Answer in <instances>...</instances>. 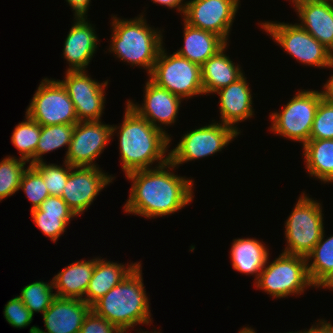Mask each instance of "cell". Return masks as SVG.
<instances>
[{
  "instance_id": "cell-29",
  "label": "cell",
  "mask_w": 333,
  "mask_h": 333,
  "mask_svg": "<svg viewBox=\"0 0 333 333\" xmlns=\"http://www.w3.org/2000/svg\"><path fill=\"white\" fill-rule=\"evenodd\" d=\"M40 133L41 125L25 114V121L17 124L11 135V142L19 151L20 158L29 162V165H34Z\"/></svg>"
},
{
  "instance_id": "cell-18",
  "label": "cell",
  "mask_w": 333,
  "mask_h": 333,
  "mask_svg": "<svg viewBox=\"0 0 333 333\" xmlns=\"http://www.w3.org/2000/svg\"><path fill=\"white\" fill-rule=\"evenodd\" d=\"M91 306L81 299L55 297L44 312L45 332L37 327V333H78Z\"/></svg>"
},
{
  "instance_id": "cell-44",
  "label": "cell",
  "mask_w": 333,
  "mask_h": 333,
  "mask_svg": "<svg viewBox=\"0 0 333 333\" xmlns=\"http://www.w3.org/2000/svg\"><path fill=\"white\" fill-rule=\"evenodd\" d=\"M326 1L330 2L333 5V0H326Z\"/></svg>"
},
{
  "instance_id": "cell-41",
  "label": "cell",
  "mask_w": 333,
  "mask_h": 333,
  "mask_svg": "<svg viewBox=\"0 0 333 333\" xmlns=\"http://www.w3.org/2000/svg\"><path fill=\"white\" fill-rule=\"evenodd\" d=\"M323 88L324 90H321L323 98L333 104V74L324 84Z\"/></svg>"
},
{
  "instance_id": "cell-27",
  "label": "cell",
  "mask_w": 333,
  "mask_h": 333,
  "mask_svg": "<svg viewBox=\"0 0 333 333\" xmlns=\"http://www.w3.org/2000/svg\"><path fill=\"white\" fill-rule=\"evenodd\" d=\"M302 147L309 176L333 183V139H310Z\"/></svg>"
},
{
  "instance_id": "cell-20",
  "label": "cell",
  "mask_w": 333,
  "mask_h": 333,
  "mask_svg": "<svg viewBox=\"0 0 333 333\" xmlns=\"http://www.w3.org/2000/svg\"><path fill=\"white\" fill-rule=\"evenodd\" d=\"M251 92L244 74L235 82L215 92L220 96L221 123L235 128L240 133L234 125L255 115Z\"/></svg>"
},
{
  "instance_id": "cell-3",
  "label": "cell",
  "mask_w": 333,
  "mask_h": 333,
  "mask_svg": "<svg viewBox=\"0 0 333 333\" xmlns=\"http://www.w3.org/2000/svg\"><path fill=\"white\" fill-rule=\"evenodd\" d=\"M141 262L116 286L96 301L91 309L123 333L138 324H151L148 296L143 284Z\"/></svg>"
},
{
  "instance_id": "cell-1",
  "label": "cell",
  "mask_w": 333,
  "mask_h": 333,
  "mask_svg": "<svg viewBox=\"0 0 333 333\" xmlns=\"http://www.w3.org/2000/svg\"><path fill=\"white\" fill-rule=\"evenodd\" d=\"M175 167L169 160L159 167L126 174L127 179L132 181V187L124 211L154 219L173 214L189 205L194 198L193 180L175 175L172 171Z\"/></svg>"
},
{
  "instance_id": "cell-37",
  "label": "cell",
  "mask_w": 333,
  "mask_h": 333,
  "mask_svg": "<svg viewBox=\"0 0 333 333\" xmlns=\"http://www.w3.org/2000/svg\"><path fill=\"white\" fill-rule=\"evenodd\" d=\"M78 333H123L111 322L97 315L92 309L86 315Z\"/></svg>"
},
{
  "instance_id": "cell-39",
  "label": "cell",
  "mask_w": 333,
  "mask_h": 333,
  "mask_svg": "<svg viewBox=\"0 0 333 333\" xmlns=\"http://www.w3.org/2000/svg\"><path fill=\"white\" fill-rule=\"evenodd\" d=\"M297 333H333V324L331 322H327L325 320L318 319V324L312 325V327L308 330L297 331Z\"/></svg>"
},
{
  "instance_id": "cell-22",
  "label": "cell",
  "mask_w": 333,
  "mask_h": 333,
  "mask_svg": "<svg viewBox=\"0 0 333 333\" xmlns=\"http://www.w3.org/2000/svg\"><path fill=\"white\" fill-rule=\"evenodd\" d=\"M140 262L125 266L97 257L92 278L89 281L84 301L92 306L96 301L118 285Z\"/></svg>"
},
{
  "instance_id": "cell-42",
  "label": "cell",
  "mask_w": 333,
  "mask_h": 333,
  "mask_svg": "<svg viewBox=\"0 0 333 333\" xmlns=\"http://www.w3.org/2000/svg\"><path fill=\"white\" fill-rule=\"evenodd\" d=\"M321 288L332 289L333 291V276Z\"/></svg>"
},
{
  "instance_id": "cell-30",
  "label": "cell",
  "mask_w": 333,
  "mask_h": 333,
  "mask_svg": "<svg viewBox=\"0 0 333 333\" xmlns=\"http://www.w3.org/2000/svg\"><path fill=\"white\" fill-rule=\"evenodd\" d=\"M75 124L41 126L40 138L34 154V164L43 161V155L64 146L67 151L72 139Z\"/></svg>"
},
{
  "instance_id": "cell-16",
  "label": "cell",
  "mask_w": 333,
  "mask_h": 333,
  "mask_svg": "<svg viewBox=\"0 0 333 333\" xmlns=\"http://www.w3.org/2000/svg\"><path fill=\"white\" fill-rule=\"evenodd\" d=\"M144 93V103L142 105L134 103L130 99L127 100L126 104L140 117L146 119L155 128L164 132L170 138L171 142L170 135L161 126L164 124L165 126H170L176 122L182 98L166 89L158 87L150 79L145 83Z\"/></svg>"
},
{
  "instance_id": "cell-35",
  "label": "cell",
  "mask_w": 333,
  "mask_h": 333,
  "mask_svg": "<svg viewBox=\"0 0 333 333\" xmlns=\"http://www.w3.org/2000/svg\"><path fill=\"white\" fill-rule=\"evenodd\" d=\"M310 139H333V104L324 98L317 108Z\"/></svg>"
},
{
  "instance_id": "cell-13",
  "label": "cell",
  "mask_w": 333,
  "mask_h": 333,
  "mask_svg": "<svg viewBox=\"0 0 333 333\" xmlns=\"http://www.w3.org/2000/svg\"><path fill=\"white\" fill-rule=\"evenodd\" d=\"M87 71H66L65 80H59L74 103L78 122L99 121L104 109L105 88L108 80H93Z\"/></svg>"
},
{
  "instance_id": "cell-23",
  "label": "cell",
  "mask_w": 333,
  "mask_h": 333,
  "mask_svg": "<svg viewBox=\"0 0 333 333\" xmlns=\"http://www.w3.org/2000/svg\"><path fill=\"white\" fill-rule=\"evenodd\" d=\"M96 260L97 257L88 261H75L57 273L52 279L53 287L57 290L55 295L84 301Z\"/></svg>"
},
{
  "instance_id": "cell-8",
  "label": "cell",
  "mask_w": 333,
  "mask_h": 333,
  "mask_svg": "<svg viewBox=\"0 0 333 333\" xmlns=\"http://www.w3.org/2000/svg\"><path fill=\"white\" fill-rule=\"evenodd\" d=\"M260 25L285 52L301 64L333 68V53L299 24L265 21Z\"/></svg>"
},
{
  "instance_id": "cell-17",
  "label": "cell",
  "mask_w": 333,
  "mask_h": 333,
  "mask_svg": "<svg viewBox=\"0 0 333 333\" xmlns=\"http://www.w3.org/2000/svg\"><path fill=\"white\" fill-rule=\"evenodd\" d=\"M64 42L63 56L69 67L66 71H86L94 53L97 51L98 36L95 27L86 17H75Z\"/></svg>"
},
{
  "instance_id": "cell-36",
  "label": "cell",
  "mask_w": 333,
  "mask_h": 333,
  "mask_svg": "<svg viewBox=\"0 0 333 333\" xmlns=\"http://www.w3.org/2000/svg\"><path fill=\"white\" fill-rule=\"evenodd\" d=\"M3 312L6 321L20 329L29 326L34 316L18 296L7 302Z\"/></svg>"
},
{
  "instance_id": "cell-26",
  "label": "cell",
  "mask_w": 333,
  "mask_h": 333,
  "mask_svg": "<svg viewBox=\"0 0 333 333\" xmlns=\"http://www.w3.org/2000/svg\"><path fill=\"white\" fill-rule=\"evenodd\" d=\"M231 247L233 269L242 274L255 275L256 282L269 258L267 247L256 238L234 239Z\"/></svg>"
},
{
  "instance_id": "cell-34",
  "label": "cell",
  "mask_w": 333,
  "mask_h": 333,
  "mask_svg": "<svg viewBox=\"0 0 333 333\" xmlns=\"http://www.w3.org/2000/svg\"><path fill=\"white\" fill-rule=\"evenodd\" d=\"M63 162V167L54 163L47 164L44 161L33 165L42 174L50 196L61 197L63 188L67 183L70 174V165L66 161Z\"/></svg>"
},
{
  "instance_id": "cell-19",
  "label": "cell",
  "mask_w": 333,
  "mask_h": 333,
  "mask_svg": "<svg viewBox=\"0 0 333 333\" xmlns=\"http://www.w3.org/2000/svg\"><path fill=\"white\" fill-rule=\"evenodd\" d=\"M293 4L299 25L333 53V5L326 0H298Z\"/></svg>"
},
{
  "instance_id": "cell-5",
  "label": "cell",
  "mask_w": 333,
  "mask_h": 333,
  "mask_svg": "<svg viewBox=\"0 0 333 333\" xmlns=\"http://www.w3.org/2000/svg\"><path fill=\"white\" fill-rule=\"evenodd\" d=\"M321 203L303 192L285 222L286 247L282 253L306 257L324 232Z\"/></svg>"
},
{
  "instance_id": "cell-11",
  "label": "cell",
  "mask_w": 333,
  "mask_h": 333,
  "mask_svg": "<svg viewBox=\"0 0 333 333\" xmlns=\"http://www.w3.org/2000/svg\"><path fill=\"white\" fill-rule=\"evenodd\" d=\"M30 102L25 113L41 126L78 123L74 103L59 80L44 78Z\"/></svg>"
},
{
  "instance_id": "cell-43",
  "label": "cell",
  "mask_w": 333,
  "mask_h": 333,
  "mask_svg": "<svg viewBox=\"0 0 333 333\" xmlns=\"http://www.w3.org/2000/svg\"><path fill=\"white\" fill-rule=\"evenodd\" d=\"M37 327L38 326H32L31 328H30V330H29V333H37L36 331H37Z\"/></svg>"
},
{
  "instance_id": "cell-40",
  "label": "cell",
  "mask_w": 333,
  "mask_h": 333,
  "mask_svg": "<svg viewBox=\"0 0 333 333\" xmlns=\"http://www.w3.org/2000/svg\"><path fill=\"white\" fill-rule=\"evenodd\" d=\"M153 3L164 5L169 8H177L181 14H184L186 2L184 0H151Z\"/></svg>"
},
{
  "instance_id": "cell-4",
  "label": "cell",
  "mask_w": 333,
  "mask_h": 333,
  "mask_svg": "<svg viewBox=\"0 0 333 333\" xmlns=\"http://www.w3.org/2000/svg\"><path fill=\"white\" fill-rule=\"evenodd\" d=\"M113 33L109 52L121 61L146 69L151 74L161 47L162 32L151 28L143 14L134 19H120L113 15Z\"/></svg>"
},
{
  "instance_id": "cell-38",
  "label": "cell",
  "mask_w": 333,
  "mask_h": 333,
  "mask_svg": "<svg viewBox=\"0 0 333 333\" xmlns=\"http://www.w3.org/2000/svg\"><path fill=\"white\" fill-rule=\"evenodd\" d=\"M91 0H66L69 6L73 9L74 17H87L86 14L90 6Z\"/></svg>"
},
{
  "instance_id": "cell-28",
  "label": "cell",
  "mask_w": 333,
  "mask_h": 333,
  "mask_svg": "<svg viewBox=\"0 0 333 333\" xmlns=\"http://www.w3.org/2000/svg\"><path fill=\"white\" fill-rule=\"evenodd\" d=\"M324 235L323 232L313 250L306 256L308 275L316 288H321L333 276V235L327 239H324Z\"/></svg>"
},
{
  "instance_id": "cell-12",
  "label": "cell",
  "mask_w": 333,
  "mask_h": 333,
  "mask_svg": "<svg viewBox=\"0 0 333 333\" xmlns=\"http://www.w3.org/2000/svg\"><path fill=\"white\" fill-rule=\"evenodd\" d=\"M239 4L240 0L186 1L183 21L194 28L214 33L228 43Z\"/></svg>"
},
{
  "instance_id": "cell-24",
  "label": "cell",
  "mask_w": 333,
  "mask_h": 333,
  "mask_svg": "<svg viewBox=\"0 0 333 333\" xmlns=\"http://www.w3.org/2000/svg\"><path fill=\"white\" fill-rule=\"evenodd\" d=\"M183 31L184 45L176 53L200 66L227 44L220 36L185 22Z\"/></svg>"
},
{
  "instance_id": "cell-7",
  "label": "cell",
  "mask_w": 333,
  "mask_h": 333,
  "mask_svg": "<svg viewBox=\"0 0 333 333\" xmlns=\"http://www.w3.org/2000/svg\"><path fill=\"white\" fill-rule=\"evenodd\" d=\"M149 79L182 99L203 95L201 66L162 46Z\"/></svg>"
},
{
  "instance_id": "cell-2",
  "label": "cell",
  "mask_w": 333,
  "mask_h": 333,
  "mask_svg": "<svg viewBox=\"0 0 333 333\" xmlns=\"http://www.w3.org/2000/svg\"><path fill=\"white\" fill-rule=\"evenodd\" d=\"M125 107L124 120L120 126L112 125V136L119 129V154L125 175L136 170L151 169L169 161L170 138L140 117L132 108ZM168 155H165L167 154Z\"/></svg>"
},
{
  "instance_id": "cell-25",
  "label": "cell",
  "mask_w": 333,
  "mask_h": 333,
  "mask_svg": "<svg viewBox=\"0 0 333 333\" xmlns=\"http://www.w3.org/2000/svg\"><path fill=\"white\" fill-rule=\"evenodd\" d=\"M227 46L228 43L201 66L204 95L215 93L243 75L241 67L224 54Z\"/></svg>"
},
{
  "instance_id": "cell-15",
  "label": "cell",
  "mask_w": 333,
  "mask_h": 333,
  "mask_svg": "<svg viewBox=\"0 0 333 333\" xmlns=\"http://www.w3.org/2000/svg\"><path fill=\"white\" fill-rule=\"evenodd\" d=\"M113 176L107 175L96 167L71 166L67 183L61 198L78 217L93 203L95 197L108 184Z\"/></svg>"
},
{
  "instance_id": "cell-14",
  "label": "cell",
  "mask_w": 333,
  "mask_h": 333,
  "mask_svg": "<svg viewBox=\"0 0 333 333\" xmlns=\"http://www.w3.org/2000/svg\"><path fill=\"white\" fill-rule=\"evenodd\" d=\"M111 138L112 125L100 120L78 122L64 161L71 166L96 167L95 159L104 151Z\"/></svg>"
},
{
  "instance_id": "cell-33",
  "label": "cell",
  "mask_w": 333,
  "mask_h": 333,
  "mask_svg": "<svg viewBox=\"0 0 333 333\" xmlns=\"http://www.w3.org/2000/svg\"><path fill=\"white\" fill-rule=\"evenodd\" d=\"M19 189L25 192L31 202L32 207L30 210L37 209L50 196L42 174L33 165L27 166L23 172Z\"/></svg>"
},
{
  "instance_id": "cell-32",
  "label": "cell",
  "mask_w": 333,
  "mask_h": 333,
  "mask_svg": "<svg viewBox=\"0 0 333 333\" xmlns=\"http://www.w3.org/2000/svg\"><path fill=\"white\" fill-rule=\"evenodd\" d=\"M26 163L28 162L24 159L12 156L5 157L0 162V201L20 190V180Z\"/></svg>"
},
{
  "instance_id": "cell-21",
  "label": "cell",
  "mask_w": 333,
  "mask_h": 333,
  "mask_svg": "<svg viewBox=\"0 0 333 333\" xmlns=\"http://www.w3.org/2000/svg\"><path fill=\"white\" fill-rule=\"evenodd\" d=\"M30 211L36 226L55 243L76 217L60 196H48L37 209Z\"/></svg>"
},
{
  "instance_id": "cell-10",
  "label": "cell",
  "mask_w": 333,
  "mask_h": 333,
  "mask_svg": "<svg viewBox=\"0 0 333 333\" xmlns=\"http://www.w3.org/2000/svg\"><path fill=\"white\" fill-rule=\"evenodd\" d=\"M239 134L235 128L218 122L196 128L182 136L170 150L169 160L178 168L182 163L211 156L227 147Z\"/></svg>"
},
{
  "instance_id": "cell-31",
  "label": "cell",
  "mask_w": 333,
  "mask_h": 333,
  "mask_svg": "<svg viewBox=\"0 0 333 333\" xmlns=\"http://www.w3.org/2000/svg\"><path fill=\"white\" fill-rule=\"evenodd\" d=\"M53 289L52 281H50V283L35 281L23 287L18 297L33 315L36 312H40L43 315L56 297L55 293H53Z\"/></svg>"
},
{
  "instance_id": "cell-6",
  "label": "cell",
  "mask_w": 333,
  "mask_h": 333,
  "mask_svg": "<svg viewBox=\"0 0 333 333\" xmlns=\"http://www.w3.org/2000/svg\"><path fill=\"white\" fill-rule=\"evenodd\" d=\"M268 261L254 283L256 288L273 298L301 295L304 289L314 287L308 275L306 257L281 253L270 264Z\"/></svg>"
},
{
  "instance_id": "cell-9",
  "label": "cell",
  "mask_w": 333,
  "mask_h": 333,
  "mask_svg": "<svg viewBox=\"0 0 333 333\" xmlns=\"http://www.w3.org/2000/svg\"><path fill=\"white\" fill-rule=\"evenodd\" d=\"M322 98L321 91H298L282 111L271 113V131L304 145L310 140L313 120Z\"/></svg>"
}]
</instances>
